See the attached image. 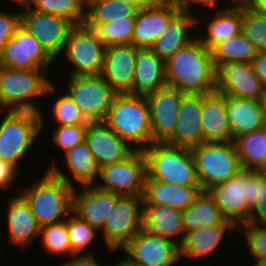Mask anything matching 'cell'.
<instances>
[{
    "instance_id": "obj_51",
    "label": "cell",
    "mask_w": 266,
    "mask_h": 266,
    "mask_svg": "<svg viewBox=\"0 0 266 266\" xmlns=\"http://www.w3.org/2000/svg\"><path fill=\"white\" fill-rule=\"evenodd\" d=\"M255 74L266 88V53H258L251 62Z\"/></svg>"
},
{
    "instance_id": "obj_39",
    "label": "cell",
    "mask_w": 266,
    "mask_h": 266,
    "mask_svg": "<svg viewBox=\"0 0 266 266\" xmlns=\"http://www.w3.org/2000/svg\"><path fill=\"white\" fill-rule=\"evenodd\" d=\"M241 33L253 44L258 53H266V14L242 5Z\"/></svg>"
},
{
    "instance_id": "obj_44",
    "label": "cell",
    "mask_w": 266,
    "mask_h": 266,
    "mask_svg": "<svg viewBox=\"0 0 266 266\" xmlns=\"http://www.w3.org/2000/svg\"><path fill=\"white\" fill-rule=\"evenodd\" d=\"M88 125H56L51 140L62 154L85 140Z\"/></svg>"
},
{
    "instance_id": "obj_54",
    "label": "cell",
    "mask_w": 266,
    "mask_h": 266,
    "mask_svg": "<svg viewBox=\"0 0 266 266\" xmlns=\"http://www.w3.org/2000/svg\"><path fill=\"white\" fill-rule=\"evenodd\" d=\"M120 259L117 258L116 260L118 261H116L114 264H110V266H136L130 263L127 259L123 258V256H120Z\"/></svg>"
},
{
    "instance_id": "obj_8",
    "label": "cell",
    "mask_w": 266,
    "mask_h": 266,
    "mask_svg": "<svg viewBox=\"0 0 266 266\" xmlns=\"http://www.w3.org/2000/svg\"><path fill=\"white\" fill-rule=\"evenodd\" d=\"M143 229V196L121 195L99 232L110 252L121 250Z\"/></svg>"
},
{
    "instance_id": "obj_58",
    "label": "cell",
    "mask_w": 266,
    "mask_h": 266,
    "mask_svg": "<svg viewBox=\"0 0 266 266\" xmlns=\"http://www.w3.org/2000/svg\"><path fill=\"white\" fill-rule=\"evenodd\" d=\"M252 0H238L240 5H248Z\"/></svg>"
},
{
    "instance_id": "obj_5",
    "label": "cell",
    "mask_w": 266,
    "mask_h": 266,
    "mask_svg": "<svg viewBox=\"0 0 266 266\" xmlns=\"http://www.w3.org/2000/svg\"><path fill=\"white\" fill-rule=\"evenodd\" d=\"M150 179L182 186H200L191 149L153 143L143 150Z\"/></svg>"
},
{
    "instance_id": "obj_4",
    "label": "cell",
    "mask_w": 266,
    "mask_h": 266,
    "mask_svg": "<svg viewBox=\"0 0 266 266\" xmlns=\"http://www.w3.org/2000/svg\"><path fill=\"white\" fill-rule=\"evenodd\" d=\"M103 122L135 150L154 143L145 96L117 94Z\"/></svg>"
},
{
    "instance_id": "obj_1",
    "label": "cell",
    "mask_w": 266,
    "mask_h": 266,
    "mask_svg": "<svg viewBox=\"0 0 266 266\" xmlns=\"http://www.w3.org/2000/svg\"><path fill=\"white\" fill-rule=\"evenodd\" d=\"M165 81L184 94L216 91L217 69L211 51L198 37L165 61Z\"/></svg>"
},
{
    "instance_id": "obj_3",
    "label": "cell",
    "mask_w": 266,
    "mask_h": 266,
    "mask_svg": "<svg viewBox=\"0 0 266 266\" xmlns=\"http://www.w3.org/2000/svg\"><path fill=\"white\" fill-rule=\"evenodd\" d=\"M20 187V194L29 204L40 227L63 222L73 209L74 187L54 176L48 169L43 176Z\"/></svg>"
},
{
    "instance_id": "obj_36",
    "label": "cell",
    "mask_w": 266,
    "mask_h": 266,
    "mask_svg": "<svg viewBox=\"0 0 266 266\" xmlns=\"http://www.w3.org/2000/svg\"><path fill=\"white\" fill-rule=\"evenodd\" d=\"M257 54L253 44L242 33L222 41L211 50L216 69L228 63L251 64Z\"/></svg>"
},
{
    "instance_id": "obj_42",
    "label": "cell",
    "mask_w": 266,
    "mask_h": 266,
    "mask_svg": "<svg viewBox=\"0 0 266 266\" xmlns=\"http://www.w3.org/2000/svg\"><path fill=\"white\" fill-rule=\"evenodd\" d=\"M57 97L50 106L52 107L50 109L52 120L54 123L56 121V125H88L90 123L67 92Z\"/></svg>"
},
{
    "instance_id": "obj_33",
    "label": "cell",
    "mask_w": 266,
    "mask_h": 266,
    "mask_svg": "<svg viewBox=\"0 0 266 266\" xmlns=\"http://www.w3.org/2000/svg\"><path fill=\"white\" fill-rule=\"evenodd\" d=\"M233 144L243 168L266 171V127L234 137Z\"/></svg>"
},
{
    "instance_id": "obj_10",
    "label": "cell",
    "mask_w": 266,
    "mask_h": 266,
    "mask_svg": "<svg viewBox=\"0 0 266 266\" xmlns=\"http://www.w3.org/2000/svg\"><path fill=\"white\" fill-rule=\"evenodd\" d=\"M65 91L90 122L104 121L117 93L101 76H69Z\"/></svg>"
},
{
    "instance_id": "obj_47",
    "label": "cell",
    "mask_w": 266,
    "mask_h": 266,
    "mask_svg": "<svg viewBox=\"0 0 266 266\" xmlns=\"http://www.w3.org/2000/svg\"><path fill=\"white\" fill-rule=\"evenodd\" d=\"M19 171L15 165L0 159V191H7L11 185H15L16 176L21 173Z\"/></svg>"
},
{
    "instance_id": "obj_15",
    "label": "cell",
    "mask_w": 266,
    "mask_h": 266,
    "mask_svg": "<svg viewBox=\"0 0 266 266\" xmlns=\"http://www.w3.org/2000/svg\"><path fill=\"white\" fill-rule=\"evenodd\" d=\"M21 24L55 60L62 54L69 34L76 26L67 18L33 11L29 7L21 10Z\"/></svg>"
},
{
    "instance_id": "obj_17",
    "label": "cell",
    "mask_w": 266,
    "mask_h": 266,
    "mask_svg": "<svg viewBox=\"0 0 266 266\" xmlns=\"http://www.w3.org/2000/svg\"><path fill=\"white\" fill-rule=\"evenodd\" d=\"M183 7L181 1L160 0L157 4L139 9L136 14L132 44L138 49H151L167 28L169 20Z\"/></svg>"
},
{
    "instance_id": "obj_30",
    "label": "cell",
    "mask_w": 266,
    "mask_h": 266,
    "mask_svg": "<svg viewBox=\"0 0 266 266\" xmlns=\"http://www.w3.org/2000/svg\"><path fill=\"white\" fill-rule=\"evenodd\" d=\"M143 229L180 245L184 238L182 211L156 204H143Z\"/></svg>"
},
{
    "instance_id": "obj_56",
    "label": "cell",
    "mask_w": 266,
    "mask_h": 266,
    "mask_svg": "<svg viewBox=\"0 0 266 266\" xmlns=\"http://www.w3.org/2000/svg\"><path fill=\"white\" fill-rule=\"evenodd\" d=\"M259 101L261 104V108L264 112L265 118H266V88H264Z\"/></svg>"
},
{
    "instance_id": "obj_24",
    "label": "cell",
    "mask_w": 266,
    "mask_h": 266,
    "mask_svg": "<svg viewBox=\"0 0 266 266\" xmlns=\"http://www.w3.org/2000/svg\"><path fill=\"white\" fill-rule=\"evenodd\" d=\"M201 111L202 94H184L178 109L175 132L166 144L188 149L202 144Z\"/></svg>"
},
{
    "instance_id": "obj_35",
    "label": "cell",
    "mask_w": 266,
    "mask_h": 266,
    "mask_svg": "<svg viewBox=\"0 0 266 266\" xmlns=\"http://www.w3.org/2000/svg\"><path fill=\"white\" fill-rule=\"evenodd\" d=\"M138 9L131 4L115 0H86V19L84 25L97 30L111 19L136 17Z\"/></svg>"
},
{
    "instance_id": "obj_29",
    "label": "cell",
    "mask_w": 266,
    "mask_h": 266,
    "mask_svg": "<svg viewBox=\"0 0 266 266\" xmlns=\"http://www.w3.org/2000/svg\"><path fill=\"white\" fill-rule=\"evenodd\" d=\"M237 231V228L228 221H224L221 225L206 226L189 232H185L184 238L180 246L181 259L186 257L191 261L198 258L210 257L220 247V243L224 242L225 234L228 231ZM228 230V231H227Z\"/></svg>"
},
{
    "instance_id": "obj_46",
    "label": "cell",
    "mask_w": 266,
    "mask_h": 266,
    "mask_svg": "<svg viewBox=\"0 0 266 266\" xmlns=\"http://www.w3.org/2000/svg\"><path fill=\"white\" fill-rule=\"evenodd\" d=\"M261 194L259 202L251 206L246 223L266 226V171H260Z\"/></svg>"
},
{
    "instance_id": "obj_27",
    "label": "cell",
    "mask_w": 266,
    "mask_h": 266,
    "mask_svg": "<svg viewBox=\"0 0 266 266\" xmlns=\"http://www.w3.org/2000/svg\"><path fill=\"white\" fill-rule=\"evenodd\" d=\"M209 16L210 18H204L203 22L197 16V26L203 29L197 37L201 43L208 49L212 50L217 44L225 41L228 38L237 36L242 30V5L229 8V9H216ZM206 18V21H205ZM206 24H205V23ZM205 26L203 28L202 25ZM205 34V35H204Z\"/></svg>"
},
{
    "instance_id": "obj_2",
    "label": "cell",
    "mask_w": 266,
    "mask_h": 266,
    "mask_svg": "<svg viewBox=\"0 0 266 266\" xmlns=\"http://www.w3.org/2000/svg\"><path fill=\"white\" fill-rule=\"evenodd\" d=\"M48 74L50 72L46 70H16L0 66V112L13 110L40 113L43 132L47 126L38 100L49 98L50 95L54 98L53 94L57 91Z\"/></svg>"
},
{
    "instance_id": "obj_26",
    "label": "cell",
    "mask_w": 266,
    "mask_h": 266,
    "mask_svg": "<svg viewBox=\"0 0 266 266\" xmlns=\"http://www.w3.org/2000/svg\"><path fill=\"white\" fill-rule=\"evenodd\" d=\"M227 96L217 91L202 94L201 127L204 142H233L227 116Z\"/></svg>"
},
{
    "instance_id": "obj_21",
    "label": "cell",
    "mask_w": 266,
    "mask_h": 266,
    "mask_svg": "<svg viewBox=\"0 0 266 266\" xmlns=\"http://www.w3.org/2000/svg\"><path fill=\"white\" fill-rule=\"evenodd\" d=\"M120 196L95 185L80 187V190L77 187L73 192L72 211L100 232Z\"/></svg>"
},
{
    "instance_id": "obj_45",
    "label": "cell",
    "mask_w": 266,
    "mask_h": 266,
    "mask_svg": "<svg viewBox=\"0 0 266 266\" xmlns=\"http://www.w3.org/2000/svg\"><path fill=\"white\" fill-rule=\"evenodd\" d=\"M20 25L21 8L18 11L16 10V12L0 10V56L5 45L13 37Z\"/></svg>"
},
{
    "instance_id": "obj_41",
    "label": "cell",
    "mask_w": 266,
    "mask_h": 266,
    "mask_svg": "<svg viewBox=\"0 0 266 266\" xmlns=\"http://www.w3.org/2000/svg\"><path fill=\"white\" fill-rule=\"evenodd\" d=\"M67 230L70 247L75 254L85 253L84 250L93 244V240L99 232L73 211L67 217Z\"/></svg>"
},
{
    "instance_id": "obj_38",
    "label": "cell",
    "mask_w": 266,
    "mask_h": 266,
    "mask_svg": "<svg viewBox=\"0 0 266 266\" xmlns=\"http://www.w3.org/2000/svg\"><path fill=\"white\" fill-rule=\"evenodd\" d=\"M39 240L41 241L42 248L49 254L69 258L75 254L69 241L67 230V219L63 222L48 224L40 227Z\"/></svg>"
},
{
    "instance_id": "obj_25",
    "label": "cell",
    "mask_w": 266,
    "mask_h": 266,
    "mask_svg": "<svg viewBox=\"0 0 266 266\" xmlns=\"http://www.w3.org/2000/svg\"><path fill=\"white\" fill-rule=\"evenodd\" d=\"M6 206L5 221H7L8 243L24 250L38 238L40 226L36 222L29 204L21 194L17 193V195L11 196Z\"/></svg>"
},
{
    "instance_id": "obj_28",
    "label": "cell",
    "mask_w": 266,
    "mask_h": 266,
    "mask_svg": "<svg viewBox=\"0 0 266 266\" xmlns=\"http://www.w3.org/2000/svg\"><path fill=\"white\" fill-rule=\"evenodd\" d=\"M201 192L200 186L166 183L145 175L143 204L164 205L183 211L194 203Z\"/></svg>"
},
{
    "instance_id": "obj_57",
    "label": "cell",
    "mask_w": 266,
    "mask_h": 266,
    "mask_svg": "<svg viewBox=\"0 0 266 266\" xmlns=\"http://www.w3.org/2000/svg\"><path fill=\"white\" fill-rule=\"evenodd\" d=\"M252 266H266V259L262 261H256Z\"/></svg>"
},
{
    "instance_id": "obj_50",
    "label": "cell",
    "mask_w": 266,
    "mask_h": 266,
    "mask_svg": "<svg viewBox=\"0 0 266 266\" xmlns=\"http://www.w3.org/2000/svg\"><path fill=\"white\" fill-rule=\"evenodd\" d=\"M261 194L260 171L256 170L248 179L247 182V203L251 207L256 202H259Z\"/></svg>"
},
{
    "instance_id": "obj_9",
    "label": "cell",
    "mask_w": 266,
    "mask_h": 266,
    "mask_svg": "<svg viewBox=\"0 0 266 266\" xmlns=\"http://www.w3.org/2000/svg\"><path fill=\"white\" fill-rule=\"evenodd\" d=\"M105 50L106 46L95 30L76 25L60 56L69 62V66L71 63L70 76H97L102 73Z\"/></svg>"
},
{
    "instance_id": "obj_43",
    "label": "cell",
    "mask_w": 266,
    "mask_h": 266,
    "mask_svg": "<svg viewBox=\"0 0 266 266\" xmlns=\"http://www.w3.org/2000/svg\"><path fill=\"white\" fill-rule=\"evenodd\" d=\"M245 237L244 242L247 246V250L250 252L251 257L256 261H262L266 259V226H259L245 223L237 228Z\"/></svg>"
},
{
    "instance_id": "obj_32",
    "label": "cell",
    "mask_w": 266,
    "mask_h": 266,
    "mask_svg": "<svg viewBox=\"0 0 266 266\" xmlns=\"http://www.w3.org/2000/svg\"><path fill=\"white\" fill-rule=\"evenodd\" d=\"M226 112L233 137L266 127L260 101L227 96Z\"/></svg>"
},
{
    "instance_id": "obj_14",
    "label": "cell",
    "mask_w": 266,
    "mask_h": 266,
    "mask_svg": "<svg viewBox=\"0 0 266 266\" xmlns=\"http://www.w3.org/2000/svg\"><path fill=\"white\" fill-rule=\"evenodd\" d=\"M255 171L243 168L228 181L207 190L219 207L223 218L236 228L248 221L251 207L246 200L247 182Z\"/></svg>"
},
{
    "instance_id": "obj_18",
    "label": "cell",
    "mask_w": 266,
    "mask_h": 266,
    "mask_svg": "<svg viewBox=\"0 0 266 266\" xmlns=\"http://www.w3.org/2000/svg\"><path fill=\"white\" fill-rule=\"evenodd\" d=\"M138 48L133 44L106 47L101 76L117 94H132Z\"/></svg>"
},
{
    "instance_id": "obj_52",
    "label": "cell",
    "mask_w": 266,
    "mask_h": 266,
    "mask_svg": "<svg viewBox=\"0 0 266 266\" xmlns=\"http://www.w3.org/2000/svg\"><path fill=\"white\" fill-rule=\"evenodd\" d=\"M134 5L138 10L157 4L160 0H115Z\"/></svg>"
},
{
    "instance_id": "obj_31",
    "label": "cell",
    "mask_w": 266,
    "mask_h": 266,
    "mask_svg": "<svg viewBox=\"0 0 266 266\" xmlns=\"http://www.w3.org/2000/svg\"><path fill=\"white\" fill-rule=\"evenodd\" d=\"M165 86V62L151 49H138L133 95L146 96Z\"/></svg>"
},
{
    "instance_id": "obj_48",
    "label": "cell",
    "mask_w": 266,
    "mask_h": 266,
    "mask_svg": "<svg viewBox=\"0 0 266 266\" xmlns=\"http://www.w3.org/2000/svg\"><path fill=\"white\" fill-rule=\"evenodd\" d=\"M224 1L228 2V0H184L182 2V5L184 8L188 9L191 13L193 12V10H192L193 7L196 5L203 7L205 9L208 7L209 10H211V9L214 10L217 7H219L217 9H229V8L240 6L238 0H229V3H228L229 5H227ZM218 3L219 4L222 3L221 5H223L225 3L226 6H224V7L223 6L221 7V5L217 6V5H219ZM191 6H193V7H191Z\"/></svg>"
},
{
    "instance_id": "obj_19",
    "label": "cell",
    "mask_w": 266,
    "mask_h": 266,
    "mask_svg": "<svg viewBox=\"0 0 266 266\" xmlns=\"http://www.w3.org/2000/svg\"><path fill=\"white\" fill-rule=\"evenodd\" d=\"M264 86L249 63L223 64L217 69L216 91L226 96L259 101Z\"/></svg>"
},
{
    "instance_id": "obj_34",
    "label": "cell",
    "mask_w": 266,
    "mask_h": 266,
    "mask_svg": "<svg viewBox=\"0 0 266 266\" xmlns=\"http://www.w3.org/2000/svg\"><path fill=\"white\" fill-rule=\"evenodd\" d=\"M182 220L185 232L221 225L225 221L219 207L207 191H202L194 203L182 211Z\"/></svg>"
},
{
    "instance_id": "obj_11",
    "label": "cell",
    "mask_w": 266,
    "mask_h": 266,
    "mask_svg": "<svg viewBox=\"0 0 266 266\" xmlns=\"http://www.w3.org/2000/svg\"><path fill=\"white\" fill-rule=\"evenodd\" d=\"M145 175V154L135 150L125 160L101 167L95 186L119 195L143 196Z\"/></svg>"
},
{
    "instance_id": "obj_20",
    "label": "cell",
    "mask_w": 266,
    "mask_h": 266,
    "mask_svg": "<svg viewBox=\"0 0 266 266\" xmlns=\"http://www.w3.org/2000/svg\"><path fill=\"white\" fill-rule=\"evenodd\" d=\"M84 141L87 143L99 168L121 162L135 151L103 121L88 124Z\"/></svg>"
},
{
    "instance_id": "obj_6",
    "label": "cell",
    "mask_w": 266,
    "mask_h": 266,
    "mask_svg": "<svg viewBox=\"0 0 266 266\" xmlns=\"http://www.w3.org/2000/svg\"><path fill=\"white\" fill-rule=\"evenodd\" d=\"M2 113L4 116L0 118V159L19 169L20 162L34 147L41 134V115L32 111L13 110H4Z\"/></svg>"
},
{
    "instance_id": "obj_23",
    "label": "cell",
    "mask_w": 266,
    "mask_h": 266,
    "mask_svg": "<svg viewBox=\"0 0 266 266\" xmlns=\"http://www.w3.org/2000/svg\"><path fill=\"white\" fill-rule=\"evenodd\" d=\"M62 155H64V162L66 163V168L68 170H66L67 172H64V170H61L62 168L52 162V164L48 165L47 169L54 176L64 180L74 188L77 186L76 184L74 186L73 180L79 185L78 187L96 184L99 178L100 168L85 141L64 152Z\"/></svg>"
},
{
    "instance_id": "obj_16",
    "label": "cell",
    "mask_w": 266,
    "mask_h": 266,
    "mask_svg": "<svg viewBox=\"0 0 266 266\" xmlns=\"http://www.w3.org/2000/svg\"><path fill=\"white\" fill-rule=\"evenodd\" d=\"M184 93L165 86L146 95L154 143H166L174 134L178 109Z\"/></svg>"
},
{
    "instance_id": "obj_49",
    "label": "cell",
    "mask_w": 266,
    "mask_h": 266,
    "mask_svg": "<svg viewBox=\"0 0 266 266\" xmlns=\"http://www.w3.org/2000/svg\"><path fill=\"white\" fill-rule=\"evenodd\" d=\"M92 253L94 252L88 251L87 253L73 254L71 257L64 260L62 264L60 263L59 266H105L99 263Z\"/></svg>"
},
{
    "instance_id": "obj_12",
    "label": "cell",
    "mask_w": 266,
    "mask_h": 266,
    "mask_svg": "<svg viewBox=\"0 0 266 266\" xmlns=\"http://www.w3.org/2000/svg\"><path fill=\"white\" fill-rule=\"evenodd\" d=\"M56 60L22 24L5 45L0 56V66L16 70H46Z\"/></svg>"
},
{
    "instance_id": "obj_55",
    "label": "cell",
    "mask_w": 266,
    "mask_h": 266,
    "mask_svg": "<svg viewBox=\"0 0 266 266\" xmlns=\"http://www.w3.org/2000/svg\"><path fill=\"white\" fill-rule=\"evenodd\" d=\"M15 3V5L23 8L29 7L32 0H10Z\"/></svg>"
},
{
    "instance_id": "obj_22",
    "label": "cell",
    "mask_w": 266,
    "mask_h": 266,
    "mask_svg": "<svg viewBox=\"0 0 266 266\" xmlns=\"http://www.w3.org/2000/svg\"><path fill=\"white\" fill-rule=\"evenodd\" d=\"M195 14L196 13L193 14L188 9L182 7L169 20L167 28H164L161 35L156 39L151 50L164 62L197 37L198 34L192 32L194 29L196 32L199 29L197 26V16Z\"/></svg>"
},
{
    "instance_id": "obj_13",
    "label": "cell",
    "mask_w": 266,
    "mask_h": 266,
    "mask_svg": "<svg viewBox=\"0 0 266 266\" xmlns=\"http://www.w3.org/2000/svg\"><path fill=\"white\" fill-rule=\"evenodd\" d=\"M122 255L136 266H180V246L142 229L122 249ZM176 264V265H175Z\"/></svg>"
},
{
    "instance_id": "obj_53",
    "label": "cell",
    "mask_w": 266,
    "mask_h": 266,
    "mask_svg": "<svg viewBox=\"0 0 266 266\" xmlns=\"http://www.w3.org/2000/svg\"><path fill=\"white\" fill-rule=\"evenodd\" d=\"M247 6L255 12L266 14V0H252Z\"/></svg>"
},
{
    "instance_id": "obj_37",
    "label": "cell",
    "mask_w": 266,
    "mask_h": 266,
    "mask_svg": "<svg viewBox=\"0 0 266 266\" xmlns=\"http://www.w3.org/2000/svg\"><path fill=\"white\" fill-rule=\"evenodd\" d=\"M29 8L62 16L75 25H84L86 19V0H32Z\"/></svg>"
},
{
    "instance_id": "obj_40",
    "label": "cell",
    "mask_w": 266,
    "mask_h": 266,
    "mask_svg": "<svg viewBox=\"0 0 266 266\" xmlns=\"http://www.w3.org/2000/svg\"><path fill=\"white\" fill-rule=\"evenodd\" d=\"M135 20L136 17L111 19L109 23L101 25L96 32L106 47L132 44Z\"/></svg>"
},
{
    "instance_id": "obj_7",
    "label": "cell",
    "mask_w": 266,
    "mask_h": 266,
    "mask_svg": "<svg viewBox=\"0 0 266 266\" xmlns=\"http://www.w3.org/2000/svg\"><path fill=\"white\" fill-rule=\"evenodd\" d=\"M191 152L202 191L228 181L243 169L233 142H204Z\"/></svg>"
}]
</instances>
